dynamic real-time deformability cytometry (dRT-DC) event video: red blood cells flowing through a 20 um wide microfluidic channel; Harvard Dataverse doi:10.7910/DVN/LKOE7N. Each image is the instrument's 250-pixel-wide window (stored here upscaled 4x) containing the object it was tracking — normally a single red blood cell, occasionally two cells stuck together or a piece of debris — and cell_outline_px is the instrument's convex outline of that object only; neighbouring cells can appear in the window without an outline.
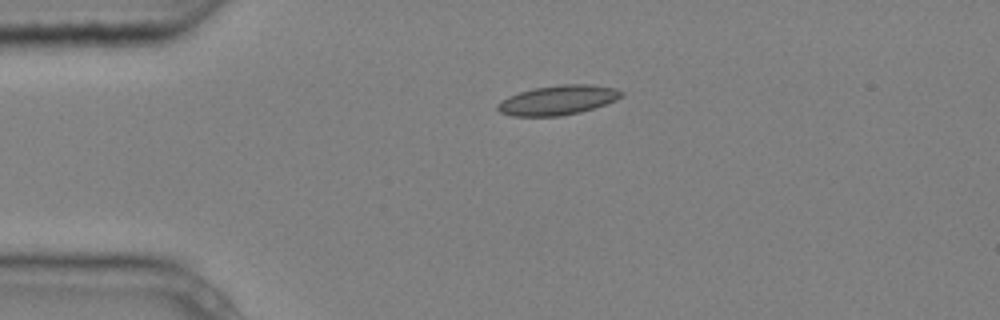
{"species": "common noctule bat (a hibernating species)", "species_latin": "Nyctalus noctula", "temperature_condition": "cold", "stored_images_in_passage": 3, "camera_frame_rate_fps": 3000, "um_per_image_px": 0.085, "animal": {"sex": "male", "body_mass_g": 20.4}, "frame": {"image": 1, "passage_image": 2, "time_ms": 0.333, "image_size_px": [1000, 320], "cell_outline_px": [[624, 96], [616, 100], [580, 112], [560, 116], [512, 116], [500, 112], [496, 108], [496, 104], [500, 100], [508, 96], [532, 88], [560, 84], [592, 84], [616, 88], [624, 92]], "centroid_in_image_um": [47.41, 8.5], "position_along_channel_um": 37.6, "area_um2": 21.5}}